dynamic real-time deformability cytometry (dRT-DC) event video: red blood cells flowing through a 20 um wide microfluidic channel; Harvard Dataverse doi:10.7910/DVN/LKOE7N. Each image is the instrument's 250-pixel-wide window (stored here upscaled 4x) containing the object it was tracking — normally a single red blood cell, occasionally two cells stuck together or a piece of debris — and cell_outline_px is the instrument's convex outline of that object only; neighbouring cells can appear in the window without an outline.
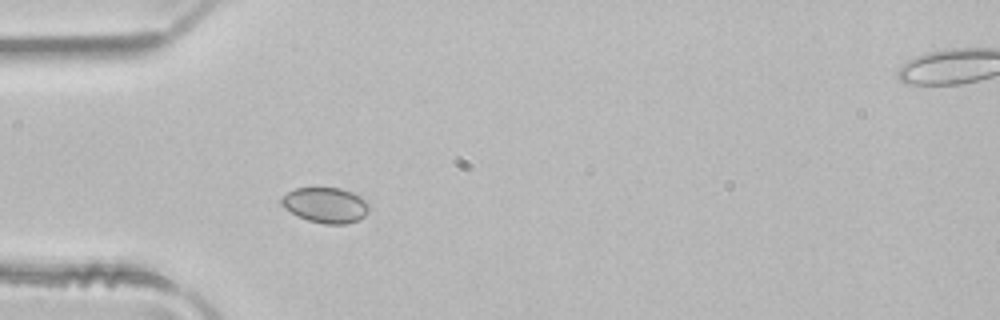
{"species": "common noctule bat (a hibernating species)", "species_latin": "Nyctalus noctula", "temperature_condition": "room temperature", "stored_images_in_passage": 3, "camera_frame_rate_fps": 3000, "um_per_image_px": 0.085, "animal": {"sex": "male", "body_mass_g": 21.5, "forearm_length_mm": 52.0}, "frame": {"image": 1, "passage_image": 2, "time_ms": 0.333, "image_size_px": [1000, 320], "cell_outline_px": [[372, 208], [364, 216], [348, 224], [324, 224], [308, 220], [296, 216], [284, 208], [280, 204], [280, 200], [288, 192], [296, 188], [340, 188], [352, 192], [360, 196]], "centroid_in_image_um": [27.67, 17.44], "position_along_channel_um": 57.3, "area_um2": 18.15}}